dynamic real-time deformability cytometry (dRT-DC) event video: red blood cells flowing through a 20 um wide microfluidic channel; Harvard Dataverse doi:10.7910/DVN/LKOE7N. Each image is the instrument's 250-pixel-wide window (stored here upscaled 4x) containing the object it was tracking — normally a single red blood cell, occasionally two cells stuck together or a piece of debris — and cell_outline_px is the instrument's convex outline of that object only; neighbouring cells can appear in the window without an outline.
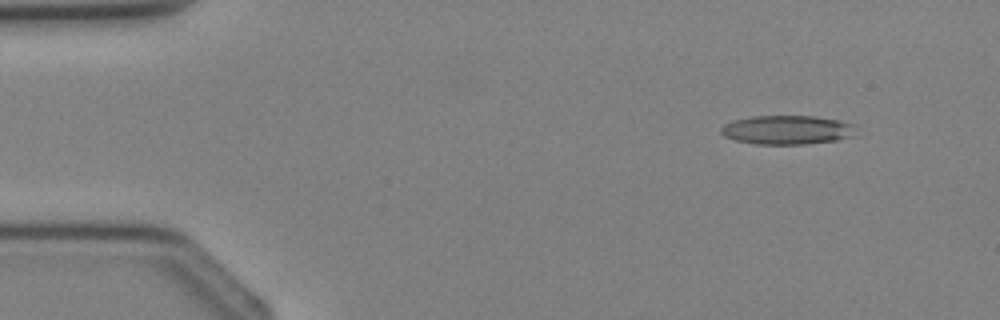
{"species": "Egyptian fruit bat (a non-hibernating species)", "species_latin": "Rousettus aegyptiacus", "temperature_condition": "cold", "stored_images_in_passage": 4, "camera_frame_rate_fps": 3000, "um_per_image_px": 0.085, "animal": {"sex": "female"}, "frame": {"image": 1, "passage_image": 2, "time_ms": 1.0, "image_size_px": [1000, 320], "cell_outline_px": [[860, 136], [836, 140], [804, 144], [756, 144], [736, 140], [724, 136], [720, 132], [720, 128], [724, 124], [732, 120], [752, 116], [812, 116], [840, 120], [856, 124]], "centroid_in_image_um": [67.0, 11.04], "position_along_channel_um": 18.0, "area_um2": 23.29}}
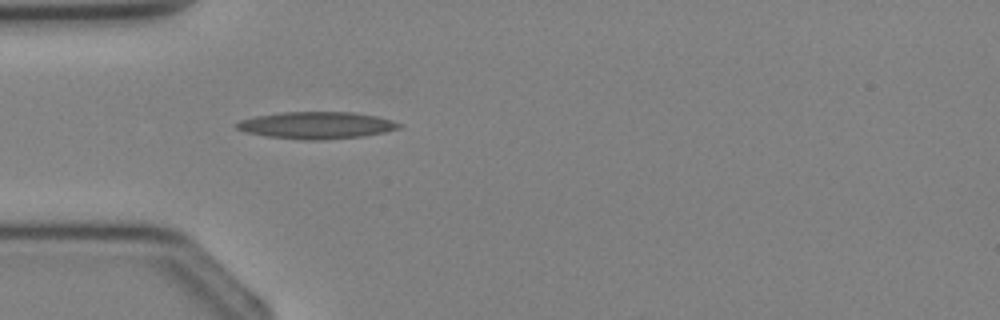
{"frame": {"image": 2, "passage_image": 4, "time_ms": 3.333, "image_size_px": [1000, 320], "cell_outline_px": [[404, 124], [400, 128], [384, 132], [364, 136], [320, 140], [304, 140], [268, 136], [244, 132], [236, 128], [232, 124], [240, 120], [256, 116], [280, 112], [352, 112], [376, 116], [392, 120]], "centroid_in_image_um": [26.89, 10.64], "position_along_channel_um": 58.1, "area_um2": 25.66}}